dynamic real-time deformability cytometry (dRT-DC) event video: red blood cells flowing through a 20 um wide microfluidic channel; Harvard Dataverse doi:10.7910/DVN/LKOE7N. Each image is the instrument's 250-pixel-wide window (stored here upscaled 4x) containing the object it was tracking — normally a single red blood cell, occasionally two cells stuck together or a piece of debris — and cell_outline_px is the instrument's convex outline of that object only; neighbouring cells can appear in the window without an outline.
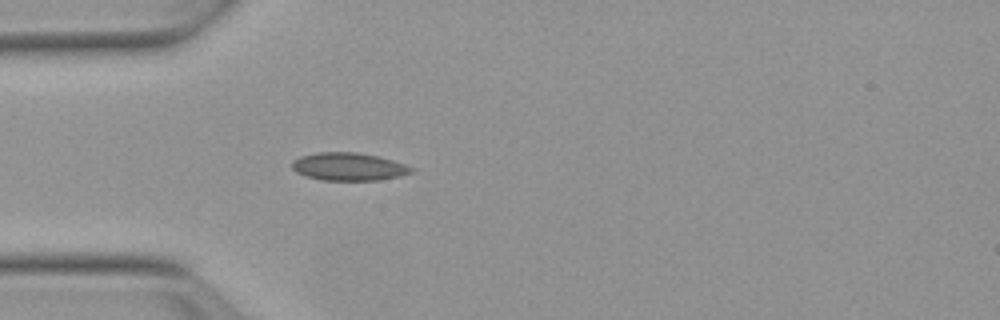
{"species": "Egyptian fruit bat (a non-hibernating species)", "species_latin": "Rousettus aegyptiacus", "temperature_condition": "warm", "stored_images_in_passage": 39, "camera_frame_rate_fps": 3000, "um_per_image_px": 0.085, "animal": {"sex": "female"}, "frame": {"image": 1, "passage_image": 1, "time_ms": 0.0, "image_size_px": [1000, 320], "cell_outline_px": [[416, 168], [412, 172], [400, 176], [380, 180], [320, 180], [296, 172], [292, 168], [292, 160], [300, 156], [316, 152], [356, 152], [376, 156], [392, 160]], "centroid_in_image_um": [29.63, 14.16], "position_along_channel_um": 55.4, "area_um2": 19.36}}
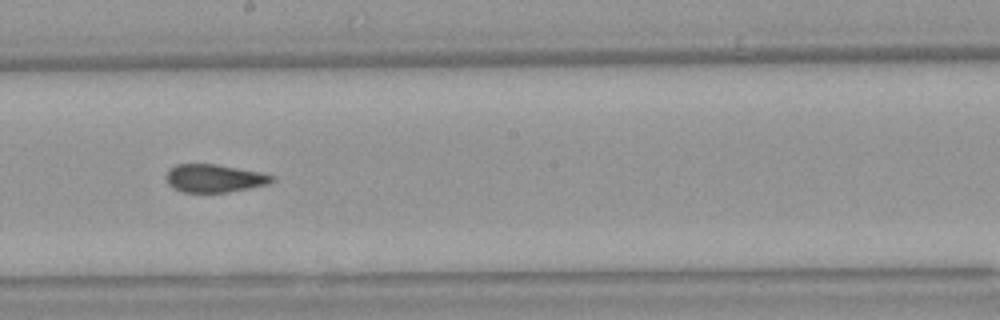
{"frame": {"image": 2, "passage_image": 15, "time_ms": 4.667, "image_size_px": [1000, 320], "cell_outline_px": [[276, 180], [268, 184], [228, 192], [180, 192], [172, 188], [168, 184], [164, 176], [168, 168], [176, 164], [216, 164], [260, 172], [276, 176]], "centroid_in_image_um": [18.18, 15.15], "position_along_channel_um": 230.0, "area_um2": 17.51}}
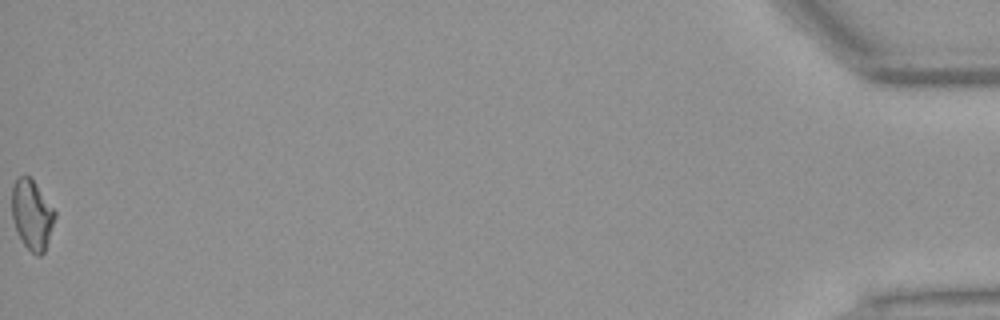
{"frame": {"image": 3, "passage_image": 39, "time_ms": 12.667, "image_size_px": [1000, 320], "cell_outline_px": [[56, 216], [44, 252], [40, 256], [36, 256], [24, 244], [16, 228], [12, 216], [12, 184], [20, 176], [28, 176], [32, 180], [56, 212]], "centroid_in_image_um": [2.71, 18.26], "position_along_channel_um": 432.5, "area_um2": 17.05}, "authors_computed_cell_mechanics": {"area_um2": 17.7446, "velocity_mm_per_s": 3.8493, "shape_relaxation_time_tau1_ms": null, "shape_relaxation_time_tau2_ms": 2.3615, "deformation_change_tau1": null, "deformation_change_tau2": 0.0638}}